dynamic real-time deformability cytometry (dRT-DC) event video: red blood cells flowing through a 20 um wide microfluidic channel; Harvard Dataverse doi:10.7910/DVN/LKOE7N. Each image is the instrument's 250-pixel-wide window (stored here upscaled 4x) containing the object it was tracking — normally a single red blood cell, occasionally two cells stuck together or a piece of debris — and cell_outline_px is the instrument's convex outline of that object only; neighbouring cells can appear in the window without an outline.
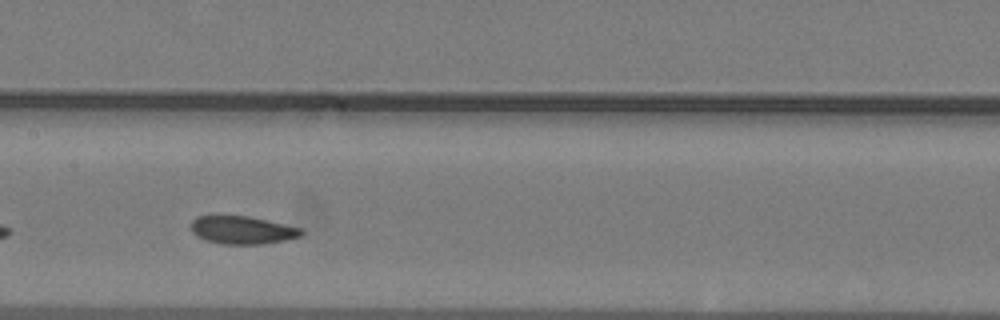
{"species": "common noctule bat (a hibernating species)", "species_latin": "Nyctalus noctula", "temperature_condition": "warm", "stored_images_in_passage": 36, "camera_frame_rate_fps": 3000, "um_per_image_px": 0.085, "animal": {"sex": "male", "body_mass_g": 19.2, "forearm_length_mm": 51.8}, "frame": {"image": 1, "passage_image": 11, "time_ms": 3.333, "image_size_px": [1000, 320], "cell_outline_px": [[304, 232], [300, 236], [284, 240], [264, 244], [220, 244], [196, 236], [192, 232], [192, 220], [196, 216], [248, 216], [300, 228]], "centroid_in_image_um": [20.57, 19.56], "position_along_channel_um": 186.8, "area_um2": 17.69}}
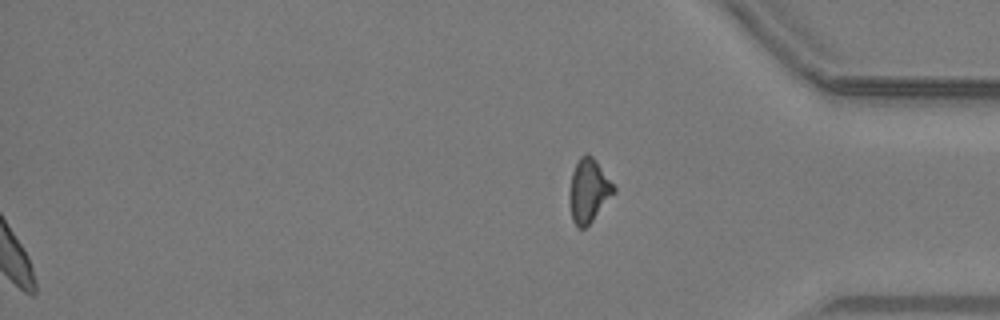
{"frame": {"image": 2, "passage_image": 36, "time_ms": 11.667, "image_size_px": [1000, 320], "cell_outline_px": [[616, 192], [592, 220], [584, 228], [576, 228], [572, 220], [568, 204], [568, 192], [572, 172], [580, 156], [588, 152], [596, 160], [616, 188]], "centroid_in_image_um": [50.0, 16.21], "position_along_channel_um": 385.2, "area_um2": 16.65}}